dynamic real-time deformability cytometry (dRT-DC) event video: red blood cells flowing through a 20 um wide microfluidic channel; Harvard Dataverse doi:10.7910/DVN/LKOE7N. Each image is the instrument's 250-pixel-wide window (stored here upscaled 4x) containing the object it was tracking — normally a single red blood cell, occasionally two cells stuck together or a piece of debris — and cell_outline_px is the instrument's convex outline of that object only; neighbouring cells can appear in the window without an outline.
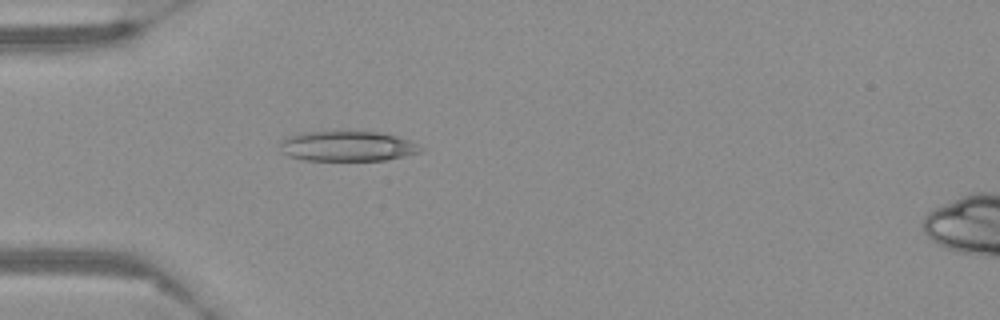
{"species": "Egyptian fruit bat (a non-hibernating species)", "species_latin": "Rousettus aegyptiacus", "temperature_condition": "warm", "stored_images_in_passage": 57, "camera_frame_rate_fps": 3000, "um_per_image_px": 0.085, "frame": {"image": 1, "passage_image": 17, "time_ms": 5.333, "image_size_px": [1000, 320], "cell_outline_px": [[424, 148], [420, 152], [404, 156], [384, 160], [304, 160], [288, 156], [280, 152], [280, 144], [288, 136], [300, 132], [336, 128], [380, 132], [396, 136], [408, 140]], "centroid_in_image_um": [29.47, 12.37], "position_along_channel_um": 55.5, "area_um2": 25.66}}
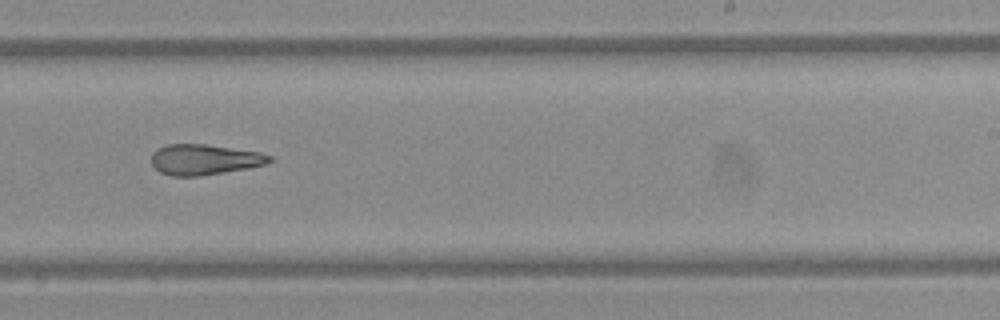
{"frame": {"image": 2, "passage_image": 36, "time_ms": 11.667, "image_size_px": [1000, 320], "cell_outline_px": [[272, 160], [264, 164], [248, 168], [200, 176], [172, 176], [160, 172], [152, 164], [152, 152], [156, 148], [168, 144], [204, 144], [260, 152], [272, 156]], "centroid_in_image_um": [17.35, 13.56], "position_along_channel_um": 271.7, "area_um2": 20.92}}
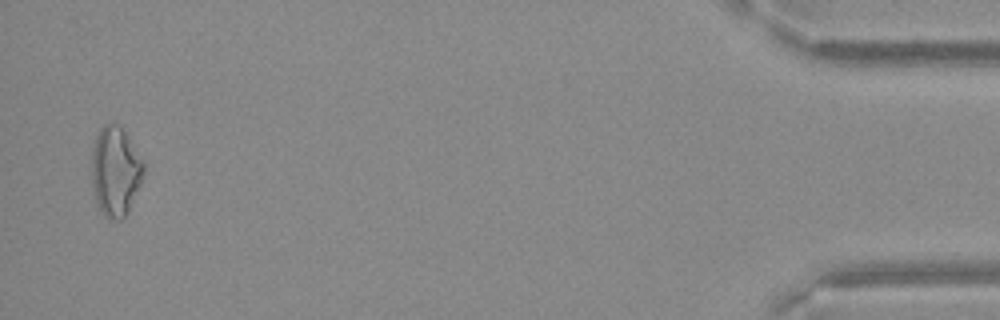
{"frame": {"image": 3, "passage_image": 56, "time_ms": 18.333, "image_size_px": [1000, 320], "cell_outline_px": [[144, 172], [140, 184], [128, 212], [124, 220], [112, 220], [104, 216], [100, 212], [96, 204], [88, 176], [92, 148], [96, 136], [100, 128], [104, 124], [120, 124], [144, 160]], "centroid_in_image_um": [9.76, 14.58], "position_along_channel_um": 425.4, "area_um2": 28.21}}